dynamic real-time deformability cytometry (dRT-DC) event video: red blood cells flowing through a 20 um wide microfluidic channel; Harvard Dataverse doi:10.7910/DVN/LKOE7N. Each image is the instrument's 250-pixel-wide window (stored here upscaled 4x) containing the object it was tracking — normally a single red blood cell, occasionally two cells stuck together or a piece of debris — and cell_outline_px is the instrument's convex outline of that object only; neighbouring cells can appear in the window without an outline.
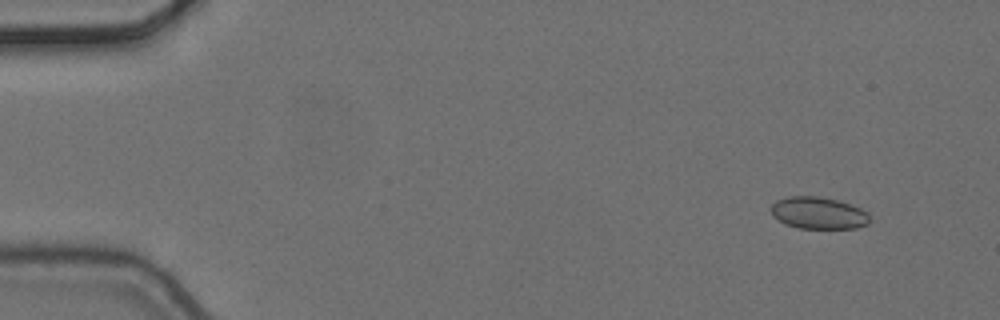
{"species": "common noctule bat (a hibernating species)", "species_latin": "Nyctalus noctula", "temperature_condition": "cold", "stored_images_in_passage": 7, "camera_frame_rate_fps": 3000, "um_per_image_px": 0.085, "animal": {"sex": "female", "body_mass_g": 24.6, "forearm_length_mm": 56.2}, "frame": {"image": 1, "passage_image": 2, "time_ms": 0.333, "image_size_px": [1000, 320], "cell_outline_px": [[868, 224], [856, 228], [800, 228], [784, 224], [772, 216], [772, 204], [776, 200], [788, 196], [816, 196], [836, 200], [860, 208], [868, 212]], "centroid_in_image_um": [69.53, 18.11], "position_along_channel_um": 15.5, "area_um2": 18.26}}
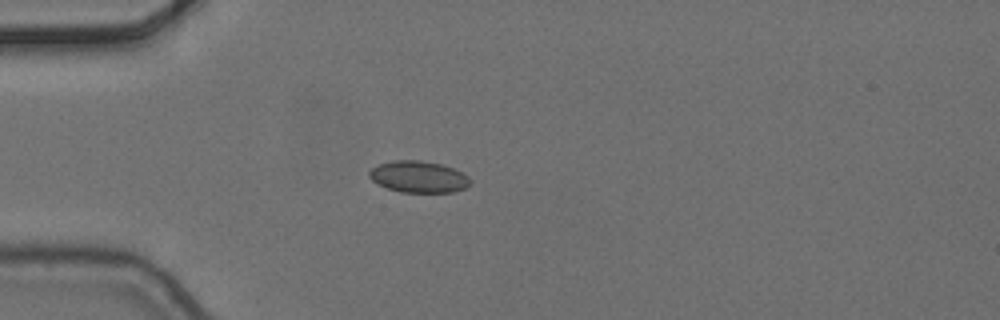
{"frame": {"image": 2, "passage_image": 5, "time_ms": 1.333, "image_size_px": [1000, 320], "cell_outline_px": [[472, 180], [464, 188], [452, 192], [400, 192], [376, 184], [368, 176], [368, 172], [372, 168], [380, 164], [392, 160], [420, 160], [440, 164], [452, 168], [468, 176]], "centroid_in_image_um": [35.54, 15.03], "position_along_channel_um": 49.5, "area_um2": 18.5}}
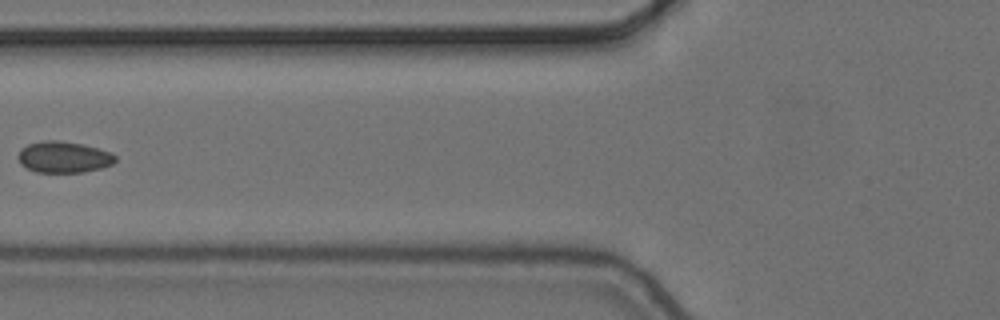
{"frame": {"image": 3, "passage_image": 7, "time_ms": 2.0, "image_size_px": [1000, 320], "cell_outline_px": [[116, 160], [112, 164], [100, 168], [84, 172], [36, 172], [20, 164], [16, 156], [20, 148], [28, 144], [44, 140], [56, 140], [84, 144], [112, 152], [116, 156]], "centroid_in_image_um": [5.39, 13.34], "position_along_channel_um": 120.4, "area_um2": 17.92}}